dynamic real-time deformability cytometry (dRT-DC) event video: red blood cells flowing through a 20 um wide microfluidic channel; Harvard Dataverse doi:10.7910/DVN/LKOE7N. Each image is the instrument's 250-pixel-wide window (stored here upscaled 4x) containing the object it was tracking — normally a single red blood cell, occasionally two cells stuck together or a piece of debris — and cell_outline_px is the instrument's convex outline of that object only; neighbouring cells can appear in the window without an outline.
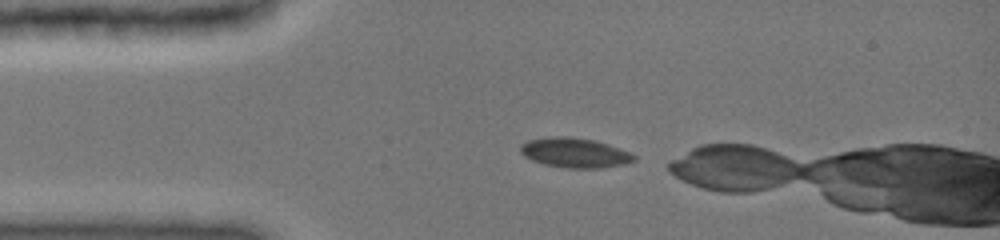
{"species": "common noctule bat (a hibernating species)", "species_latin": "Nyctalus noctula", "temperature_condition": "cold", "stored_images_in_passage": 5, "camera_frame_rate_fps": 3000, "um_per_image_px": 0.085, "animal": {"sex": "female", "body_mass_g": 19.0, "forearm_length_mm": 51.5}, "frame": {"image": 1, "passage_image": 1, "time_ms": 0.0, "image_size_px": [1000, 240], "cell_outline_px": [[636, 160], [624, 164], [600, 168], [568, 168], [544, 164], [532, 160], [524, 156], [520, 152], [520, 144], [528, 140], [548, 136], [568, 136], [596, 140], [620, 148], [636, 156]], "centroid_in_image_um": [48.83, 12.97], "position_along_channel_um": 36.2, "area_um2": 19.83}}